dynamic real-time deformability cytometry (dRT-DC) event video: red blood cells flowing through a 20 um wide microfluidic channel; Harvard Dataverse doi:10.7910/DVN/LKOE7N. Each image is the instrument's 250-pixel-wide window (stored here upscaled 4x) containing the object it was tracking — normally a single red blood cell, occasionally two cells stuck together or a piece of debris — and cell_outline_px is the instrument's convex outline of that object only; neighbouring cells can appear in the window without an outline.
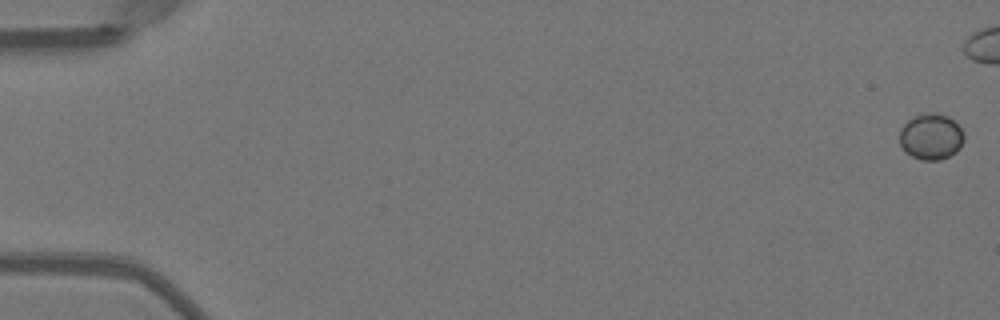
{"species": "Egyptian fruit bat (a non-hibernating species)", "species_latin": "Rousettus aegyptiacus", "temperature_condition": "warm", "stored_images_in_passage": 43, "camera_frame_rate_fps": 3000, "um_per_image_px": 0.085, "animal": {"sex": "female"}, "frame": {"image": 1, "passage_image": 1, "time_ms": 0.0, "image_size_px": [1000, 320], "cell_outline_px": [[964, 140], [960, 148], [956, 152], [940, 160], [920, 160], [904, 152], [900, 144], [900, 128], [908, 120], [916, 116], [932, 112], [948, 116], [960, 128], [964, 136]], "centroid_in_image_um": [79.12, 11.64], "position_along_channel_um": 5.9, "area_um2": 17.22}}
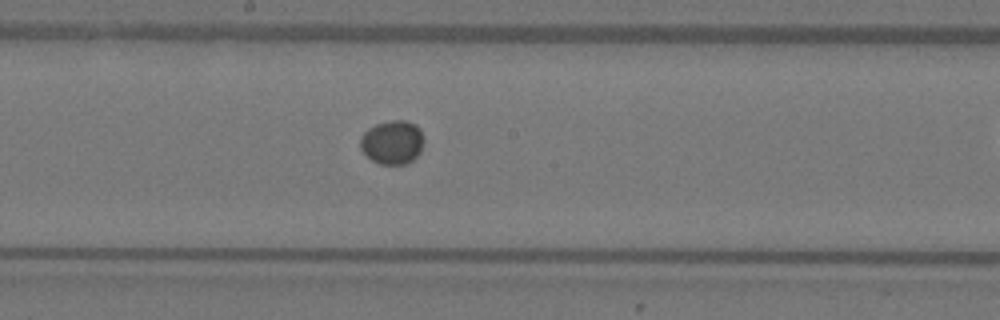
{"frame": {"image": 2, "passage_image": 29, "time_ms": 9.333, "image_size_px": [1000, 320], "cell_outline_px": [[424, 140], [420, 152], [412, 160], [404, 164], [380, 164], [372, 160], [360, 148], [360, 136], [368, 128], [376, 124], [392, 120], [404, 120], [416, 124], [420, 128], [424, 136]], "centroid_in_image_um": [33.36, 12.07], "position_along_channel_um": 214.8, "area_um2": 16.3}}
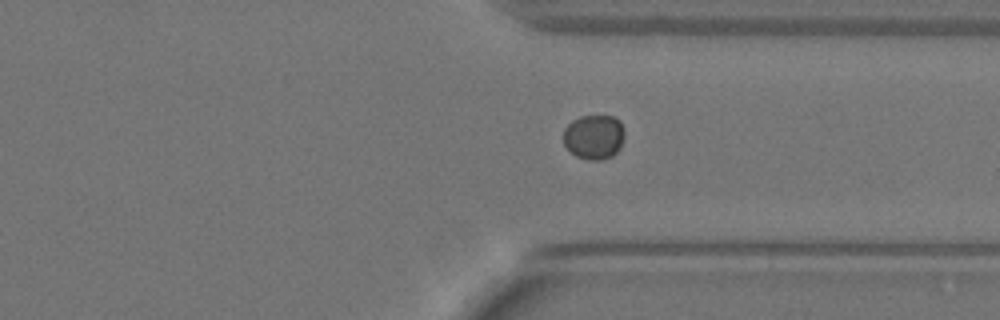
{"frame": {"image": 3, "passage_image": 40, "time_ms": 13.0, "image_size_px": [1000, 320], "cell_outline_px": [[624, 136], [620, 148], [612, 156], [604, 160], [588, 160], [576, 156], [564, 144], [564, 128], [572, 120], [580, 116], [616, 116], [620, 120], [624, 132]], "centroid_in_image_um": [50.5, 11.63], "position_along_channel_um": 360.9, "area_um2": 16.01}}